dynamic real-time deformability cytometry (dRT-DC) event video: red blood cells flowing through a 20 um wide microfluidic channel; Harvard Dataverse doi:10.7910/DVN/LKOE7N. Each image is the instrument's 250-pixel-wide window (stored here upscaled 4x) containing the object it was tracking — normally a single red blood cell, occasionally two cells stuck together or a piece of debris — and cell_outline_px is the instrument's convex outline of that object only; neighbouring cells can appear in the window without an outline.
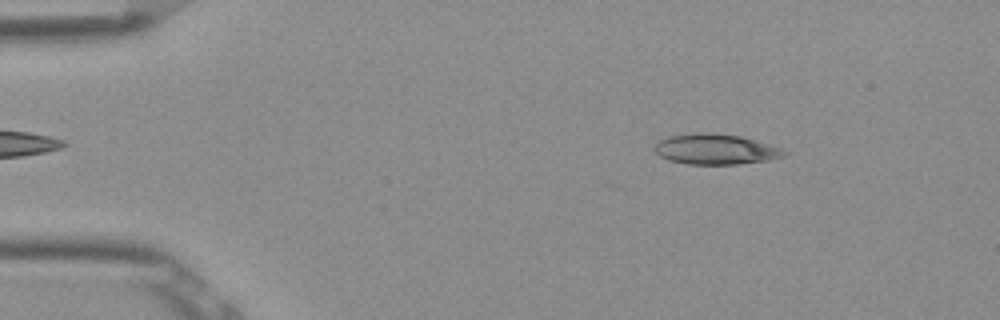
{"species": "Egyptian fruit bat (a non-hibernating species)", "species_latin": "Rousettus aegyptiacus", "temperature_condition": "room temperature", "stored_images_in_passage": 10, "camera_frame_rate_fps": 3000, "um_per_image_px": 0.085, "frame": {"image": 1, "passage_image": 7, "time_ms": 2.0, "image_size_px": [1000, 320], "cell_outline_px": [[788, 152], [784, 156], [768, 160], [736, 164], [688, 164], [668, 160], [660, 156], [652, 148], [660, 140], [668, 136], [704, 132], [740, 136], [780, 148]], "centroid_in_image_um": [60.78, 12.69], "position_along_channel_um": 24.2, "area_um2": 22.66}}